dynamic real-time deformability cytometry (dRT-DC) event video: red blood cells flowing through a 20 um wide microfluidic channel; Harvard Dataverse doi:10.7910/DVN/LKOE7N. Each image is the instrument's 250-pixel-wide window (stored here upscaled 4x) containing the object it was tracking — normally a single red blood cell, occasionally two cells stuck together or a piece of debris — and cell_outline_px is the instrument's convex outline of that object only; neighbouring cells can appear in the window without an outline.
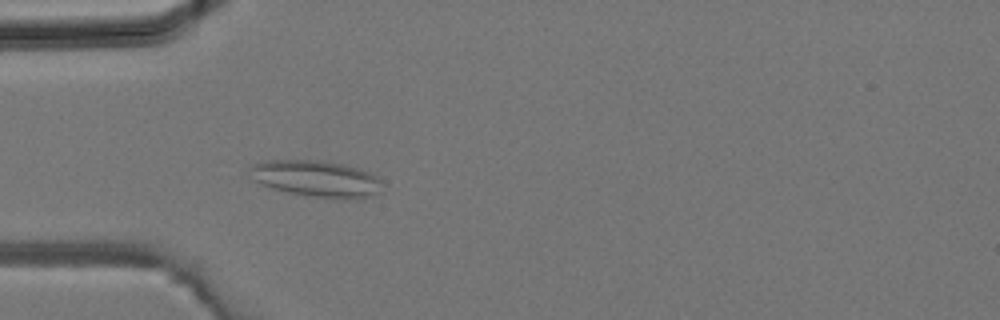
{"species": "common noctule bat (a hibernating species)", "species_latin": "Nyctalus noctula", "temperature_condition": "room temperature", "stored_images_in_passage": 37, "camera_frame_rate_fps": 3000, "um_per_image_px": 0.085, "animal": {"sex": "male", "body_mass_g": 19.2, "forearm_length_mm": 51.8}, "frame": {"image": 1, "passage_image": 11, "time_ms": 3.333, "image_size_px": [1000, 320], "cell_outline_px": [[380, 192], [372, 196], [356, 200], [344, 200], [304, 196], [272, 188], [260, 184], [256, 180], [248, 168], [252, 164], [268, 160], [316, 160], [340, 164], [356, 168], [368, 172], [380, 180]], "centroid_in_image_um": [26.89, 15.22], "position_along_channel_um": 58.1, "area_um2": 28.21}}
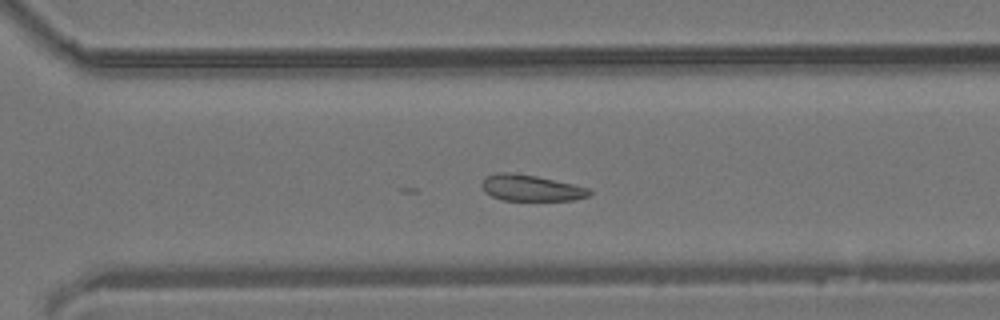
{"frame": {"image": 2, "passage_image": 26, "time_ms": 8.333, "image_size_px": [1000, 320], "cell_outline_px": [[592, 192], [588, 196], [572, 200], [504, 200], [492, 196], [484, 192], [480, 184], [484, 176], [496, 172], [508, 172], [536, 176], [592, 188]], "centroid_in_image_um": [45.1, 15.96], "position_along_channel_um": 325.5, "area_um2": 16.53}}
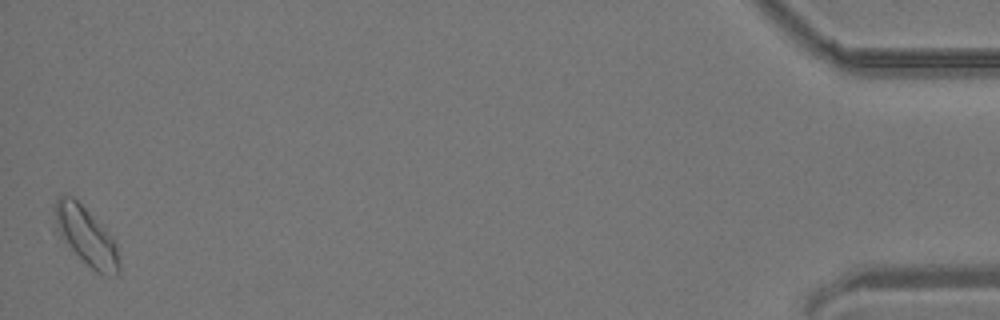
{"frame": {"image": 3, "passage_image": 37, "time_ms": 12.0, "image_size_px": [1000, 320], "cell_outline_px": [[120, 272], [116, 276], [100, 276], [52, 232], [52, 208], [56, 200], [60, 196], [72, 196], [104, 228], [116, 244], [120, 264]], "centroid_in_image_um": [7.23, 20.1], "position_along_channel_um": 428.0, "area_um2": 22.48}}